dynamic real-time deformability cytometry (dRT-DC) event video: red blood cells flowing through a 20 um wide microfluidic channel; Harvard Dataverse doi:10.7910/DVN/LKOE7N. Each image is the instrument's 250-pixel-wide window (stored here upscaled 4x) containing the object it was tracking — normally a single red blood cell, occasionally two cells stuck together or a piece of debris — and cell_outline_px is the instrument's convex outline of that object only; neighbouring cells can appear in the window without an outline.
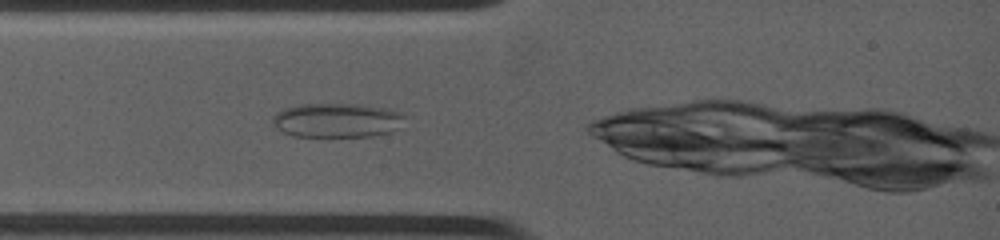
{"species": "common noctule bat (a hibernating species)", "species_latin": "Nyctalus noctula", "temperature_condition": "warm", "stored_images_in_passage": 37, "camera_frame_rate_fps": 4500, "um_per_image_px": 0.085, "animal": {"sex": "female", "body_mass_g": 19.0, "forearm_length_mm": 53.3}, "frame": {"image": 1, "passage_image": 2, "time_ms": 0.444, "image_size_px": [1000, 240], "cell_outline_px": [[404, 116], [396, 128], [392, 132], [372, 136], [292, 136], [284, 132], [272, 124], [272, 116], [276, 112], [284, 108], [300, 104], [356, 104], [384, 108], [396, 112]], "centroid_in_image_um": [28.55, 10.22], "position_along_channel_um": 56.4, "area_um2": 26.07}}
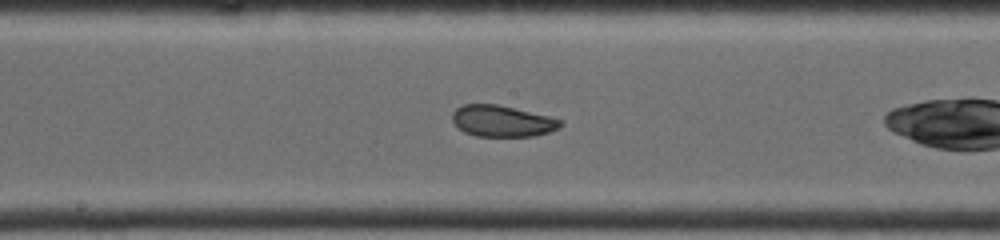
{"frame": {"image": 2, "passage_image": 12, "time_ms": 4.222, "image_size_px": [1000, 240], "cell_outline_px": [[564, 124], [560, 128], [536, 136], [476, 136], [464, 132], [452, 120], [452, 112], [456, 108], [464, 104], [496, 104], [548, 116], [560, 120]], "centroid_in_image_um": [42.68, 10.29], "position_along_channel_um": 205.5, "area_um2": 19.59}}
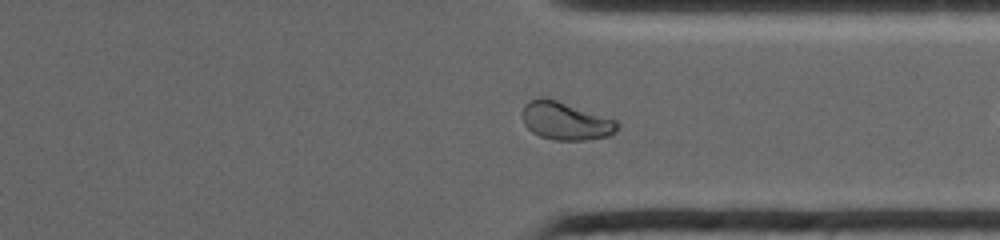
{"frame": {"image": 3, "passage_image": 26, "time_ms": 8.222, "image_size_px": [1000, 240], "cell_outline_px": [[620, 128], [616, 132], [608, 136], [584, 140], [552, 140], [540, 136], [532, 132], [524, 124], [524, 104], [528, 100], [544, 96], [616, 120], [620, 124]], "centroid_in_image_um": [48.09, 10.28], "position_along_channel_um": 363.3, "area_um2": 20.92}}